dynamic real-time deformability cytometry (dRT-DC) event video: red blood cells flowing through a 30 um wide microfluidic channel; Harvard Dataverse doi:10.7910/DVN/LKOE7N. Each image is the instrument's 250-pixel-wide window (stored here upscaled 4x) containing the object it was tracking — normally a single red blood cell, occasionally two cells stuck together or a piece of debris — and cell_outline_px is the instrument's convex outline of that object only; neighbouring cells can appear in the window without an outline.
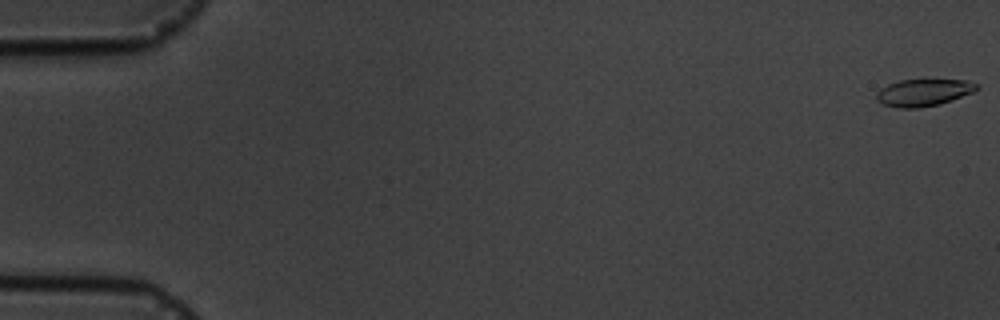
{"species": "common noctule bat (a hibernating species)", "species_latin": "Nyctalus noctula", "temperature_condition": "cold", "stored_images_in_passage": 6, "camera_frame_rate_fps": 3000, "um_per_image_px": 0.085, "animal": {"sex": "male", "body_mass_g": 19.5, "forearm_length_mm": 54.6}, "frame": {"image": 1, "passage_image": 1, "time_ms": 0.0, "image_size_px": [1000, 320], "cell_outline_px": [[980, 88], [972, 92], [952, 100], [940, 104], [916, 108], [896, 108], [884, 104], [876, 100], [876, 92], [880, 88], [888, 84], [900, 80], [964, 80], [976, 84]], "centroid_in_image_um": [78.46, 7.87], "position_along_channel_um": 6.5, "area_um2": 15.72}}